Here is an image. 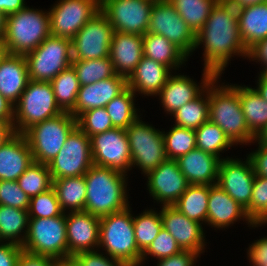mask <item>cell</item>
I'll list each match as a JSON object with an SVG mask.
<instances>
[{
	"label": "cell",
	"mask_w": 267,
	"mask_h": 266,
	"mask_svg": "<svg viewBox=\"0 0 267 266\" xmlns=\"http://www.w3.org/2000/svg\"><path fill=\"white\" fill-rule=\"evenodd\" d=\"M202 44L204 69L215 77H221L232 56L247 57L248 50L239 32L237 10L225 0L217 1L203 28L196 34L195 49Z\"/></svg>",
	"instance_id": "cell-1"
},
{
	"label": "cell",
	"mask_w": 267,
	"mask_h": 266,
	"mask_svg": "<svg viewBox=\"0 0 267 266\" xmlns=\"http://www.w3.org/2000/svg\"><path fill=\"white\" fill-rule=\"evenodd\" d=\"M218 79L219 77H214L208 84L209 121L218 125L234 145L254 143L256 136L246 124L240 104L239 86L224 83L218 86Z\"/></svg>",
	"instance_id": "cell-2"
},
{
	"label": "cell",
	"mask_w": 267,
	"mask_h": 266,
	"mask_svg": "<svg viewBox=\"0 0 267 266\" xmlns=\"http://www.w3.org/2000/svg\"><path fill=\"white\" fill-rule=\"evenodd\" d=\"M126 176L111 168L92 165L84 174L87 189L84 211L102 217L127 208Z\"/></svg>",
	"instance_id": "cell-3"
},
{
	"label": "cell",
	"mask_w": 267,
	"mask_h": 266,
	"mask_svg": "<svg viewBox=\"0 0 267 266\" xmlns=\"http://www.w3.org/2000/svg\"><path fill=\"white\" fill-rule=\"evenodd\" d=\"M50 35L49 11L26 6L6 17L4 42L8 54L25 56Z\"/></svg>",
	"instance_id": "cell-4"
},
{
	"label": "cell",
	"mask_w": 267,
	"mask_h": 266,
	"mask_svg": "<svg viewBox=\"0 0 267 266\" xmlns=\"http://www.w3.org/2000/svg\"><path fill=\"white\" fill-rule=\"evenodd\" d=\"M99 247H102L111 258L124 261L131 266H140L142 253L135 240L130 206L100 217L98 249Z\"/></svg>",
	"instance_id": "cell-5"
},
{
	"label": "cell",
	"mask_w": 267,
	"mask_h": 266,
	"mask_svg": "<svg viewBox=\"0 0 267 266\" xmlns=\"http://www.w3.org/2000/svg\"><path fill=\"white\" fill-rule=\"evenodd\" d=\"M61 113L63 111L56 103L51 83L29 80L19 101L14 105L15 132L23 134L33 125Z\"/></svg>",
	"instance_id": "cell-6"
},
{
	"label": "cell",
	"mask_w": 267,
	"mask_h": 266,
	"mask_svg": "<svg viewBox=\"0 0 267 266\" xmlns=\"http://www.w3.org/2000/svg\"><path fill=\"white\" fill-rule=\"evenodd\" d=\"M76 126L77 119L70 112H63L27 129L23 135L30 146L33 161L50 163Z\"/></svg>",
	"instance_id": "cell-7"
},
{
	"label": "cell",
	"mask_w": 267,
	"mask_h": 266,
	"mask_svg": "<svg viewBox=\"0 0 267 266\" xmlns=\"http://www.w3.org/2000/svg\"><path fill=\"white\" fill-rule=\"evenodd\" d=\"M22 249L57 260L68 258L66 213L51 218H29Z\"/></svg>",
	"instance_id": "cell-8"
},
{
	"label": "cell",
	"mask_w": 267,
	"mask_h": 266,
	"mask_svg": "<svg viewBox=\"0 0 267 266\" xmlns=\"http://www.w3.org/2000/svg\"><path fill=\"white\" fill-rule=\"evenodd\" d=\"M25 58L30 80L50 82L71 66V40L50 35Z\"/></svg>",
	"instance_id": "cell-9"
},
{
	"label": "cell",
	"mask_w": 267,
	"mask_h": 266,
	"mask_svg": "<svg viewBox=\"0 0 267 266\" xmlns=\"http://www.w3.org/2000/svg\"><path fill=\"white\" fill-rule=\"evenodd\" d=\"M131 153V167L138 168L146 175L166 159L162 131L144 123L140 118L126 130Z\"/></svg>",
	"instance_id": "cell-10"
},
{
	"label": "cell",
	"mask_w": 267,
	"mask_h": 266,
	"mask_svg": "<svg viewBox=\"0 0 267 266\" xmlns=\"http://www.w3.org/2000/svg\"><path fill=\"white\" fill-rule=\"evenodd\" d=\"M47 165L52 180L84 175L93 165L90 137L76 126L67 136L60 152Z\"/></svg>",
	"instance_id": "cell-11"
},
{
	"label": "cell",
	"mask_w": 267,
	"mask_h": 266,
	"mask_svg": "<svg viewBox=\"0 0 267 266\" xmlns=\"http://www.w3.org/2000/svg\"><path fill=\"white\" fill-rule=\"evenodd\" d=\"M154 2L155 0H100V11L107 17L114 31L143 36L149 29Z\"/></svg>",
	"instance_id": "cell-12"
},
{
	"label": "cell",
	"mask_w": 267,
	"mask_h": 266,
	"mask_svg": "<svg viewBox=\"0 0 267 266\" xmlns=\"http://www.w3.org/2000/svg\"><path fill=\"white\" fill-rule=\"evenodd\" d=\"M147 32L163 35L187 57L195 50L196 34L168 0H155Z\"/></svg>",
	"instance_id": "cell-13"
},
{
	"label": "cell",
	"mask_w": 267,
	"mask_h": 266,
	"mask_svg": "<svg viewBox=\"0 0 267 266\" xmlns=\"http://www.w3.org/2000/svg\"><path fill=\"white\" fill-rule=\"evenodd\" d=\"M100 12V0H59L49 9L50 33L72 40Z\"/></svg>",
	"instance_id": "cell-14"
},
{
	"label": "cell",
	"mask_w": 267,
	"mask_h": 266,
	"mask_svg": "<svg viewBox=\"0 0 267 266\" xmlns=\"http://www.w3.org/2000/svg\"><path fill=\"white\" fill-rule=\"evenodd\" d=\"M113 27L100 11L89 20L71 40L73 60L109 57Z\"/></svg>",
	"instance_id": "cell-15"
},
{
	"label": "cell",
	"mask_w": 267,
	"mask_h": 266,
	"mask_svg": "<svg viewBox=\"0 0 267 266\" xmlns=\"http://www.w3.org/2000/svg\"><path fill=\"white\" fill-rule=\"evenodd\" d=\"M93 165L107 167L127 174L131 167V153L126 131L113 128L91 138Z\"/></svg>",
	"instance_id": "cell-16"
},
{
	"label": "cell",
	"mask_w": 267,
	"mask_h": 266,
	"mask_svg": "<svg viewBox=\"0 0 267 266\" xmlns=\"http://www.w3.org/2000/svg\"><path fill=\"white\" fill-rule=\"evenodd\" d=\"M245 161L234 158L221 159L219 165L217 185L245 210L250 205L252 189L255 179L251 159L246 156Z\"/></svg>",
	"instance_id": "cell-17"
},
{
	"label": "cell",
	"mask_w": 267,
	"mask_h": 266,
	"mask_svg": "<svg viewBox=\"0 0 267 266\" xmlns=\"http://www.w3.org/2000/svg\"><path fill=\"white\" fill-rule=\"evenodd\" d=\"M146 177L150 196L161 206H173L190 185L177 161L171 159H166Z\"/></svg>",
	"instance_id": "cell-18"
},
{
	"label": "cell",
	"mask_w": 267,
	"mask_h": 266,
	"mask_svg": "<svg viewBox=\"0 0 267 266\" xmlns=\"http://www.w3.org/2000/svg\"><path fill=\"white\" fill-rule=\"evenodd\" d=\"M163 227L174 237L181 250L204 252L205 233L197 221L191 220L174 206H162L160 210Z\"/></svg>",
	"instance_id": "cell-19"
},
{
	"label": "cell",
	"mask_w": 267,
	"mask_h": 266,
	"mask_svg": "<svg viewBox=\"0 0 267 266\" xmlns=\"http://www.w3.org/2000/svg\"><path fill=\"white\" fill-rule=\"evenodd\" d=\"M100 217L86 211L66 214L68 257L78 253L95 251L99 245Z\"/></svg>",
	"instance_id": "cell-20"
},
{
	"label": "cell",
	"mask_w": 267,
	"mask_h": 266,
	"mask_svg": "<svg viewBox=\"0 0 267 266\" xmlns=\"http://www.w3.org/2000/svg\"><path fill=\"white\" fill-rule=\"evenodd\" d=\"M203 77L199 86L186 75H170L167 82L157 94L168 114H173L186 103L195 99L215 77L210 71L203 69Z\"/></svg>",
	"instance_id": "cell-21"
},
{
	"label": "cell",
	"mask_w": 267,
	"mask_h": 266,
	"mask_svg": "<svg viewBox=\"0 0 267 266\" xmlns=\"http://www.w3.org/2000/svg\"><path fill=\"white\" fill-rule=\"evenodd\" d=\"M126 88L127 79L118 74L94 84L80 86L75 107L70 113L77 119L88 110L105 107Z\"/></svg>",
	"instance_id": "cell-22"
},
{
	"label": "cell",
	"mask_w": 267,
	"mask_h": 266,
	"mask_svg": "<svg viewBox=\"0 0 267 266\" xmlns=\"http://www.w3.org/2000/svg\"><path fill=\"white\" fill-rule=\"evenodd\" d=\"M143 57V36L113 32L109 58L119 76L128 79Z\"/></svg>",
	"instance_id": "cell-23"
},
{
	"label": "cell",
	"mask_w": 267,
	"mask_h": 266,
	"mask_svg": "<svg viewBox=\"0 0 267 266\" xmlns=\"http://www.w3.org/2000/svg\"><path fill=\"white\" fill-rule=\"evenodd\" d=\"M242 218L253 228L262 226L255 225L247 216L245 208L232 199L221 187L217 184L210 185L207 225L225 229V227L232 225L237 220H242Z\"/></svg>",
	"instance_id": "cell-24"
},
{
	"label": "cell",
	"mask_w": 267,
	"mask_h": 266,
	"mask_svg": "<svg viewBox=\"0 0 267 266\" xmlns=\"http://www.w3.org/2000/svg\"><path fill=\"white\" fill-rule=\"evenodd\" d=\"M222 158L198 148L176 159L179 169L191 185H214L218 181Z\"/></svg>",
	"instance_id": "cell-25"
},
{
	"label": "cell",
	"mask_w": 267,
	"mask_h": 266,
	"mask_svg": "<svg viewBox=\"0 0 267 266\" xmlns=\"http://www.w3.org/2000/svg\"><path fill=\"white\" fill-rule=\"evenodd\" d=\"M33 162L26 138L16 133L0 148V181H17Z\"/></svg>",
	"instance_id": "cell-26"
},
{
	"label": "cell",
	"mask_w": 267,
	"mask_h": 266,
	"mask_svg": "<svg viewBox=\"0 0 267 266\" xmlns=\"http://www.w3.org/2000/svg\"><path fill=\"white\" fill-rule=\"evenodd\" d=\"M169 67L143 56L134 72L127 79V87L135 94L156 96L172 74Z\"/></svg>",
	"instance_id": "cell-27"
},
{
	"label": "cell",
	"mask_w": 267,
	"mask_h": 266,
	"mask_svg": "<svg viewBox=\"0 0 267 266\" xmlns=\"http://www.w3.org/2000/svg\"><path fill=\"white\" fill-rule=\"evenodd\" d=\"M24 55L8 54L0 63V93L13 106L19 101L29 82Z\"/></svg>",
	"instance_id": "cell-28"
},
{
	"label": "cell",
	"mask_w": 267,
	"mask_h": 266,
	"mask_svg": "<svg viewBox=\"0 0 267 266\" xmlns=\"http://www.w3.org/2000/svg\"><path fill=\"white\" fill-rule=\"evenodd\" d=\"M241 39L249 50L267 38V2L237 10Z\"/></svg>",
	"instance_id": "cell-29"
},
{
	"label": "cell",
	"mask_w": 267,
	"mask_h": 266,
	"mask_svg": "<svg viewBox=\"0 0 267 266\" xmlns=\"http://www.w3.org/2000/svg\"><path fill=\"white\" fill-rule=\"evenodd\" d=\"M143 56L151 58L171 70L182 66L188 57L163 35L149 33L143 35Z\"/></svg>",
	"instance_id": "cell-30"
},
{
	"label": "cell",
	"mask_w": 267,
	"mask_h": 266,
	"mask_svg": "<svg viewBox=\"0 0 267 266\" xmlns=\"http://www.w3.org/2000/svg\"><path fill=\"white\" fill-rule=\"evenodd\" d=\"M53 188L64 213L84 211L87 194L84 175L54 179Z\"/></svg>",
	"instance_id": "cell-31"
},
{
	"label": "cell",
	"mask_w": 267,
	"mask_h": 266,
	"mask_svg": "<svg viewBox=\"0 0 267 266\" xmlns=\"http://www.w3.org/2000/svg\"><path fill=\"white\" fill-rule=\"evenodd\" d=\"M242 112L249 130L257 136L267 125V101L255 88L239 85Z\"/></svg>",
	"instance_id": "cell-32"
},
{
	"label": "cell",
	"mask_w": 267,
	"mask_h": 266,
	"mask_svg": "<svg viewBox=\"0 0 267 266\" xmlns=\"http://www.w3.org/2000/svg\"><path fill=\"white\" fill-rule=\"evenodd\" d=\"M29 218L26 210L0 205V242L8 241L22 246L27 235Z\"/></svg>",
	"instance_id": "cell-33"
},
{
	"label": "cell",
	"mask_w": 267,
	"mask_h": 266,
	"mask_svg": "<svg viewBox=\"0 0 267 266\" xmlns=\"http://www.w3.org/2000/svg\"><path fill=\"white\" fill-rule=\"evenodd\" d=\"M209 192L210 185L190 184L173 206L189 219L206 224Z\"/></svg>",
	"instance_id": "cell-34"
},
{
	"label": "cell",
	"mask_w": 267,
	"mask_h": 266,
	"mask_svg": "<svg viewBox=\"0 0 267 266\" xmlns=\"http://www.w3.org/2000/svg\"><path fill=\"white\" fill-rule=\"evenodd\" d=\"M172 115L175 118L174 125L187 129L196 130L207 122L209 120L208 85L195 99L183 105Z\"/></svg>",
	"instance_id": "cell-35"
},
{
	"label": "cell",
	"mask_w": 267,
	"mask_h": 266,
	"mask_svg": "<svg viewBox=\"0 0 267 266\" xmlns=\"http://www.w3.org/2000/svg\"><path fill=\"white\" fill-rule=\"evenodd\" d=\"M57 105L63 112H71L80 89L79 80L72 66L64 69L50 81Z\"/></svg>",
	"instance_id": "cell-36"
},
{
	"label": "cell",
	"mask_w": 267,
	"mask_h": 266,
	"mask_svg": "<svg viewBox=\"0 0 267 266\" xmlns=\"http://www.w3.org/2000/svg\"><path fill=\"white\" fill-rule=\"evenodd\" d=\"M177 13L197 34L208 19L211 9L218 0H168Z\"/></svg>",
	"instance_id": "cell-37"
},
{
	"label": "cell",
	"mask_w": 267,
	"mask_h": 266,
	"mask_svg": "<svg viewBox=\"0 0 267 266\" xmlns=\"http://www.w3.org/2000/svg\"><path fill=\"white\" fill-rule=\"evenodd\" d=\"M134 100L135 93L127 87L105 106L114 128L126 130L140 117L137 114Z\"/></svg>",
	"instance_id": "cell-38"
},
{
	"label": "cell",
	"mask_w": 267,
	"mask_h": 266,
	"mask_svg": "<svg viewBox=\"0 0 267 266\" xmlns=\"http://www.w3.org/2000/svg\"><path fill=\"white\" fill-rule=\"evenodd\" d=\"M71 66L76 72L80 86L94 84L116 75L109 57L92 60H73Z\"/></svg>",
	"instance_id": "cell-39"
},
{
	"label": "cell",
	"mask_w": 267,
	"mask_h": 266,
	"mask_svg": "<svg viewBox=\"0 0 267 266\" xmlns=\"http://www.w3.org/2000/svg\"><path fill=\"white\" fill-rule=\"evenodd\" d=\"M133 226L137 247L143 253L163 227L160 211L145 209L139 216H133Z\"/></svg>",
	"instance_id": "cell-40"
},
{
	"label": "cell",
	"mask_w": 267,
	"mask_h": 266,
	"mask_svg": "<svg viewBox=\"0 0 267 266\" xmlns=\"http://www.w3.org/2000/svg\"><path fill=\"white\" fill-rule=\"evenodd\" d=\"M196 148L220 158V152L232 147L234 144L224 131L211 121L203 123L195 130Z\"/></svg>",
	"instance_id": "cell-41"
},
{
	"label": "cell",
	"mask_w": 267,
	"mask_h": 266,
	"mask_svg": "<svg viewBox=\"0 0 267 266\" xmlns=\"http://www.w3.org/2000/svg\"><path fill=\"white\" fill-rule=\"evenodd\" d=\"M20 188L29 198L53 187V180L47 164L33 162L18 178Z\"/></svg>",
	"instance_id": "cell-42"
},
{
	"label": "cell",
	"mask_w": 267,
	"mask_h": 266,
	"mask_svg": "<svg viewBox=\"0 0 267 266\" xmlns=\"http://www.w3.org/2000/svg\"><path fill=\"white\" fill-rule=\"evenodd\" d=\"M167 159L176 160L196 148L195 130L173 125L168 131H163Z\"/></svg>",
	"instance_id": "cell-43"
},
{
	"label": "cell",
	"mask_w": 267,
	"mask_h": 266,
	"mask_svg": "<svg viewBox=\"0 0 267 266\" xmlns=\"http://www.w3.org/2000/svg\"><path fill=\"white\" fill-rule=\"evenodd\" d=\"M246 214L255 225L267 224V178L255 176Z\"/></svg>",
	"instance_id": "cell-44"
},
{
	"label": "cell",
	"mask_w": 267,
	"mask_h": 266,
	"mask_svg": "<svg viewBox=\"0 0 267 266\" xmlns=\"http://www.w3.org/2000/svg\"><path fill=\"white\" fill-rule=\"evenodd\" d=\"M63 213L53 187L30 198L28 208L30 218H51Z\"/></svg>",
	"instance_id": "cell-45"
},
{
	"label": "cell",
	"mask_w": 267,
	"mask_h": 266,
	"mask_svg": "<svg viewBox=\"0 0 267 266\" xmlns=\"http://www.w3.org/2000/svg\"><path fill=\"white\" fill-rule=\"evenodd\" d=\"M77 126L90 138L114 128L105 107L94 108L82 113L77 118Z\"/></svg>",
	"instance_id": "cell-46"
},
{
	"label": "cell",
	"mask_w": 267,
	"mask_h": 266,
	"mask_svg": "<svg viewBox=\"0 0 267 266\" xmlns=\"http://www.w3.org/2000/svg\"><path fill=\"white\" fill-rule=\"evenodd\" d=\"M181 248L177 245L174 237L164 228L160 230L158 235L142 253L140 265L145 262L147 256L150 255L157 260L168 258L181 252Z\"/></svg>",
	"instance_id": "cell-47"
},
{
	"label": "cell",
	"mask_w": 267,
	"mask_h": 266,
	"mask_svg": "<svg viewBox=\"0 0 267 266\" xmlns=\"http://www.w3.org/2000/svg\"><path fill=\"white\" fill-rule=\"evenodd\" d=\"M30 198L17 181H0V205L28 211Z\"/></svg>",
	"instance_id": "cell-48"
},
{
	"label": "cell",
	"mask_w": 267,
	"mask_h": 266,
	"mask_svg": "<svg viewBox=\"0 0 267 266\" xmlns=\"http://www.w3.org/2000/svg\"><path fill=\"white\" fill-rule=\"evenodd\" d=\"M98 251L100 250L78 253L74 258L81 266H131L124 261L109 258L107 254L103 256L104 254Z\"/></svg>",
	"instance_id": "cell-49"
},
{
	"label": "cell",
	"mask_w": 267,
	"mask_h": 266,
	"mask_svg": "<svg viewBox=\"0 0 267 266\" xmlns=\"http://www.w3.org/2000/svg\"><path fill=\"white\" fill-rule=\"evenodd\" d=\"M248 248V259L251 266H267V236L257 239Z\"/></svg>",
	"instance_id": "cell-50"
},
{
	"label": "cell",
	"mask_w": 267,
	"mask_h": 266,
	"mask_svg": "<svg viewBox=\"0 0 267 266\" xmlns=\"http://www.w3.org/2000/svg\"><path fill=\"white\" fill-rule=\"evenodd\" d=\"M16 266H58V260L52 257L34 254L22 249Z\"/></svg>",
	"instance_id": "cell-51"
},
{
	"label": "cell",
	"mask_w": 267,
	"mask_h": 266,
	"mask_svg": "<svg viewBox=\"0 0 267 266\" xmlns=\"http://www.w3.org/2000/svg\"><path fill=\"white\" fill-rule=\"evenodd\" d=\"M199 256L196 252L182 250L178 254L158 260L157 266H194Z\"/></svg>",
	"instance_id": "cell-52"
},
{
	"label": "cell",
	"mask_w": 267,
	"mask_h": 266,
	"mask_svg": "<svg viewBox=\"0 0 267 266\" xmlns=\"http://www.w3.org/2000/svg\"><path fill=\"white\" fill-rule=\"evenodd\" d=\"M21 251L20 245L0 242V266H16Z\"/></svg>",
	"instance_id": "cell-53"
},
{
	"label": "cell",
	"mask_w": 267,
	"mask_h": 266,
	"mask_svg": "<svg viewBox=\"0 0 267 266\" xmlns=\"http://www.w3.org/2000/svg\"><path fill=\"white\" fill-rule=\"evenodd\" d=\"M258 145L257 150L251 152L248 157L251 159L255 175L267 178V146Z\"/></svg>",
	"instance_id": "cell-54"
},
{
	"label": "cell",
	"mask_w": 267,
	"mask_h": 266,
	"mask_svg": "<svg viewBox=\"0 0 267 266\" xmlns=\"http://www.w3.org/2000/svg\"><path fill=\"white\" fill-rule=\"evenodd\" d=\"M247 58L251 61L261 62L263 70L260 73H265L267 71V38L258 41L248 50Z\"/></svg>",
	"instance_id": "cell-55"
},
{
	"label": "cell",
	"mask_w": 267,
	"mask_h": 266,
	"mask_svg": "<svg viewBox=\"0 0 267 266\" xmlns=\"http://www.w3.org/2000/svg\"><path fill=\"white\" fill-rule=\"evenodd\" d=\"M26 6L25 0H0V12L6 17L24 9Z\"/></svg>",
	"instance_id": "cell-56"
},
{
	"label": "cell",
	"mask_w": 267,
	"mask_h": 266,
	"mask_svg": "<svg viewBox=\"0 0 267 266\" xmlns=\"http://www.w3.org/2000/svg\"><path fill=\"white\" fill-rule=\"evenodd\" d=\"M14 106L0 93V122L13 123Z\"/></svg>",
	"instance_id": "cell-57"
},
{
	"label": "cell",
	"mask_w": 267,
	"mask_h": 266,
	"mask_svg": "<svg viewBox=\"0 0 267 266\" xmlns=\"http://www.w3.org/2000/svg\"><path fill=\"white\" fill-rule=\"evenodd\" d=\"M15 134L13 123L0 122V148Z\"/></svg>",
	"instance_id": "cell-58"
},
{
	"label": "cell",
	"mask_w": 267,
	"mask_h": 266,
	"mask_svg": "<svg viewBox=\"0 0 267 266\" xmlns=\"http://www.w3.org/2000/svg\"><path fill=\"white\" fill-rule=\"evenodd\" d=\"M225 1L228 2L231 6H233L236 10L267 2V0H225Z\"/></svg>",
	"instance_id": "cell-59"
},
{
	"label": "cell",
	"mask_w": 267,
	"mask_h": 266,
	"mask_svg": "<svg viewBox=\"0 0 267 266\" xmlns=\"http://www.w3.org/2000/svg\"><path fill=\"white\" fill-rule=\"evenodd\" d=\"M257 88L255 89L257 93L267 101V76L260 73L257 80Z\"/></svg>",
	"instance_id": "cell-60"
},
{
	"label": "cell",
	"mask_w": 267,
	"mask_h": 266,
	"mask_svg": "<svg viewBox=\"0 0 267 266\" xmlns=\"http://www.w3.org/2000/svg\"><path fill=\"white\" fill-rule=\"evenodd\" d=\"M58 266H81L74 257H68L58 260Z\"/></svg>",
	"instance_id": "cell-61"
},
{
	"label": "cell",
	"mask_w": 267,
	"mask_h": 266,
	"mask_svg": "<svg viewBox=\"0 0 267 266\" xmlns=\"http://www.w3.org/2000/svg\"><path fill=\"white\" fill-rule=\"evenodd\" d=\"M256 142L260 145L267 146V125L263 128V130L256 136Z\"/></svg>",
	"instance_id": "cell-62"
},
{
	"label": "cell",
	"mask_w": 267,
	"mask_h": 266,
	"mask_svg": "<svg viewBox=\"0 0 267 266\" xmlns=\"http://www.w3.org/2000/svg\"><path fill=\"white\" fill-rule=\"evenodd\" d=\"M6 26V16L0 12V40L4 39Z\"/></svg>",
	"instance_id": "cell-63"
},
{
	"label": "cell",
	"mask_w": 267,
	"mask_h": 266,
	"mask_svg": "<svg viewBox=\"0 0 267 266\" xmlns=\"http://www.w3.org/2000/svg\"><path fill=\"white\" fill-rule=\"evenodd\" d=\"M8 55L4 39L0 40V63Z\"/></svg>",
	"instance_id": "cell-64"
}]
</instances>
